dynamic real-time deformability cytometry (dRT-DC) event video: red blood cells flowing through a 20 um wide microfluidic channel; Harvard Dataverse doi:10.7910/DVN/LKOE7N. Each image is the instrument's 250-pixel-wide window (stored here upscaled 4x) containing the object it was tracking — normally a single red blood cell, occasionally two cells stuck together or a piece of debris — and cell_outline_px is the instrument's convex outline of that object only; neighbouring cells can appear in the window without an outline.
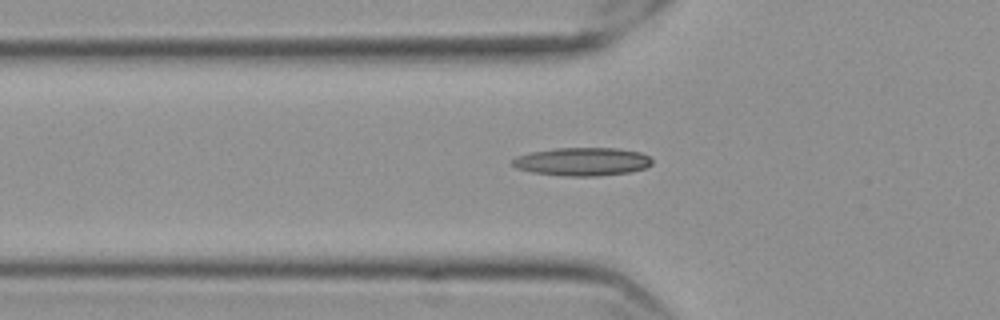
{"species": "Egyptian fruit bat (a non-hibernating species)", "species_latin": "Rousettus aegyptiacus", "temperature_condition": "cold", "stored_images_in_passage": 57, "camera_frame_rate_fps": 3000, "um_per_image_px": 0.085, "frame": {"image": 1, "passage_image": 20, "time_ms": 6.333, "image_size_px": [1000, 320], "cell_outline_px": [[652, 164], [644, 168], [628, 172], [600, 176], [560, 176], [532, 172], [516, 168], [512, 164], [512, 160], [516, 156], [532, 152], [556, 148], [616, 148], [640, 152], [648, 156], [652, 160]], "centroid_in_image_um": [49.48, 13.74], "position_along_channel_um": 76.3, "area_um2": 22.95}}
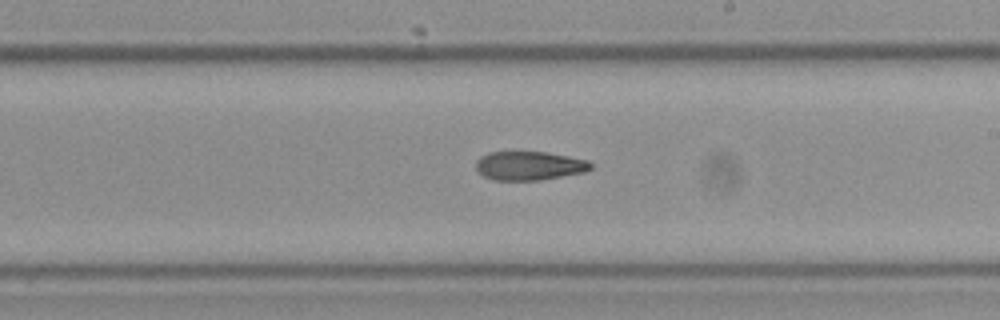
{"frame": {"image": 2, "passage_image": 34, "time_ms": 11.0, "image_size_px": [1000, 320], "cell_outline_px": [[592, 168], [584, 172], [540, 180], [492, 180], [484, 176], [476, 168], [476, 160], [480, 156], [488, 152], [548, 152], [588, 160], [592, 164]], "centroid_in_image_um": [44.98, 14.08], "position_along_channel_um": 244.0, "area_um2": 19.31}}
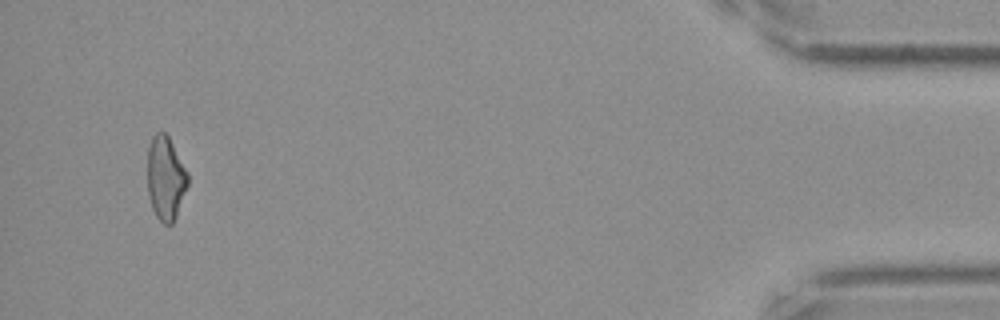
{"frame": {"image": 3, "passage_image": 55, "time_ms": 18.0, "image_size_px": [1000, 320], "cell_outline_px": [[188, 184], [176, 216], [172, 224], [164, 224], [156, 216], [152, 208], [148, 192], [148, 144], [152, 136], [156, 132], [164, 132], [168, 136], [188, 172]], "centroid_in_image_um": [14.07, 15.13], "position_along_channel_um": 421.1, "area_um2": 19.59}}